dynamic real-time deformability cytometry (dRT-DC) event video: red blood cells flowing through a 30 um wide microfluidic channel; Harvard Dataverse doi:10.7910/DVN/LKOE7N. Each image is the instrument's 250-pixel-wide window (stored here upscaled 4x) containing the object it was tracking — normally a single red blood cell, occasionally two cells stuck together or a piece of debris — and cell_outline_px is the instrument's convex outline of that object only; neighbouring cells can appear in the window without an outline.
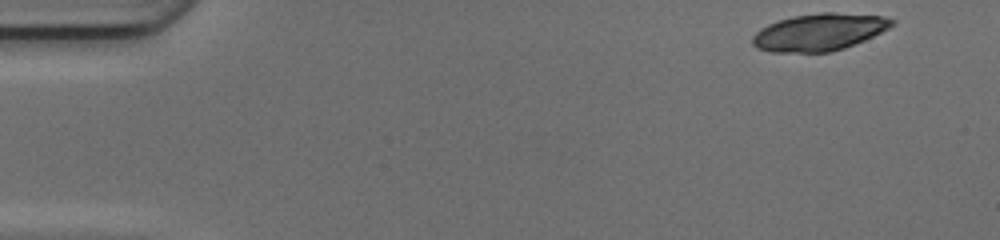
{"species": "common noctule bat (a hibernating species)", "species_latin": "Nyctalus noctula", "temperature_condition": "cold", "stored_images_in_passage": 46, "camera_frame_rate_fps": 3000, "um_per_image_px": 0.085, "animal": {"sex": "female", "body_mass_g": 17.0, "forearm_length_mm": 48.0}, "frame": {"image": 1, "passage_image": 1, "time_ms": 0.0, "image_size_px": [1000, 240], "cell_outline_px": [[896, 24], [864, 40], [844, 48], [828, 52], [772, 52], [756, 48], [752, 44], [752, 36], [760, 28], [768, 24], [792, 16], [820, 12], [832, 12], [884, 16], [896, 20]], "centroid_in_image_um": [69.62, 2.72], "position_along_channel_um": 15.4, "area_um2": 30.17}}
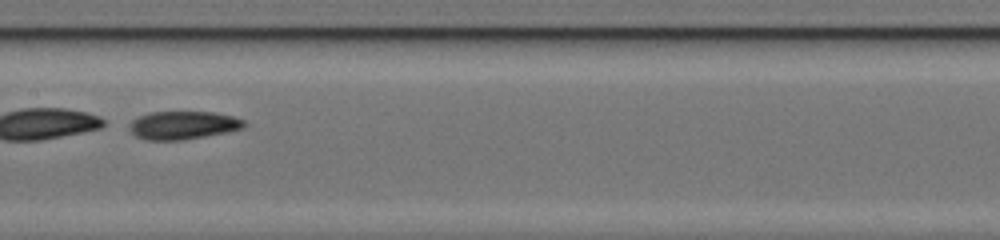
{"frame": {"image": 2, "passage_image": 23, "time_ms": 7.333, "image_size_px": [1000, 240], "cell_outline_px": [[248, 124], [244, 128], [204, 136], [180, 140], [148, 140], [136, 136], [128, 128], [128, 124], [132, 120], [148, 112], [216, 112], [236, 116], [244, 120]], "centroid_in_image_um": [15.58, 10.63], "position_along_channel_um": 191.8, "area_um2": 18.9}}
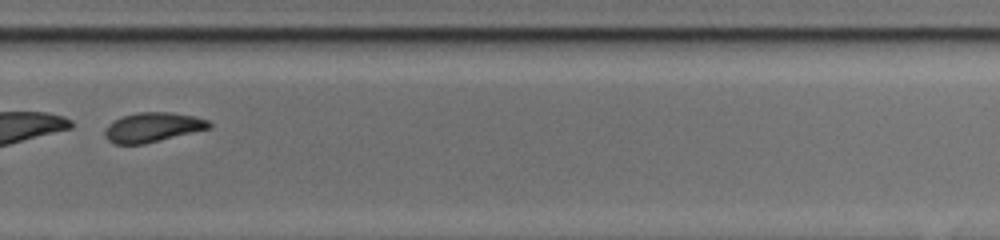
{"frame": {"image": 3, "passage_image": 32, "time_ms": 10.333, "image_size_px": [1000, 240], "cell_outline_px": [[212, 128], [144, 144], [116, 144], [108, 140], [104, 136], [104, 132], [108, 124], [124, 116], [136, 112], [172, 112], [192, 116], [208, 120], [212, 124]], "centroid_in_image_um": [12.99, 10.82], "position_along_channel_um": 316.8, "area_um2": 17.92}}